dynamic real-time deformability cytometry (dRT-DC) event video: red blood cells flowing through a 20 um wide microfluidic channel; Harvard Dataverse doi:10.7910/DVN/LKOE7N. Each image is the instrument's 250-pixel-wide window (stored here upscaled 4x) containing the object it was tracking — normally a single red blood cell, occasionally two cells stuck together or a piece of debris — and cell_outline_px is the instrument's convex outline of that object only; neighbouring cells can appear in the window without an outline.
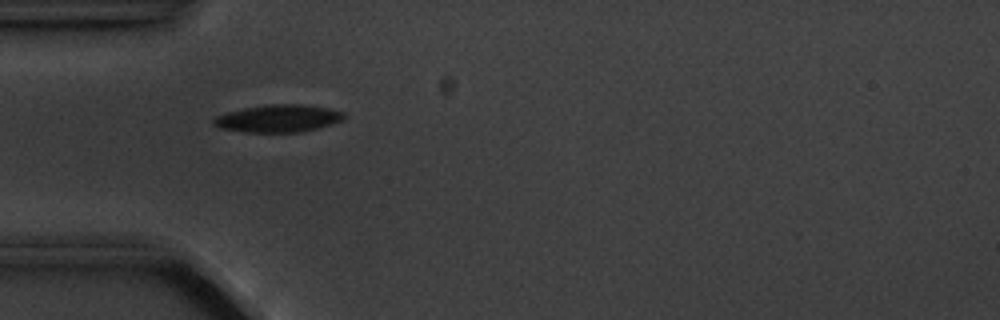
{"species": "common noctule bat (a hibernating species)", "species_latin": "Nyctalus noctula", "temperature_condition": "cold", "stored_images_in_passage": 6, "camera_frame_rate_fps": 3000, "um_per_image_px": 0.085, "animal": {"sex": "male", "body_mass_g": 20.1, "forearm_length_mm": 53.5}, "frame": {"image": 1, "passage_image": 2, "time_ms": 1.0, "image_size_px": [1000, 320], "cell_outline_px": [[344, 120], [332, 124], [300, 132], [244, 132], [220, 128], [212, 124], [212, 120], [216, 116], [228, 112], [244, 108], [268, 104], [300, 104], [328, 108], [344, 112]], "centroid_in_image_um": [23.64, 10.07], "position_along_channel_um": 61.4, "area_um2": 20.81}}
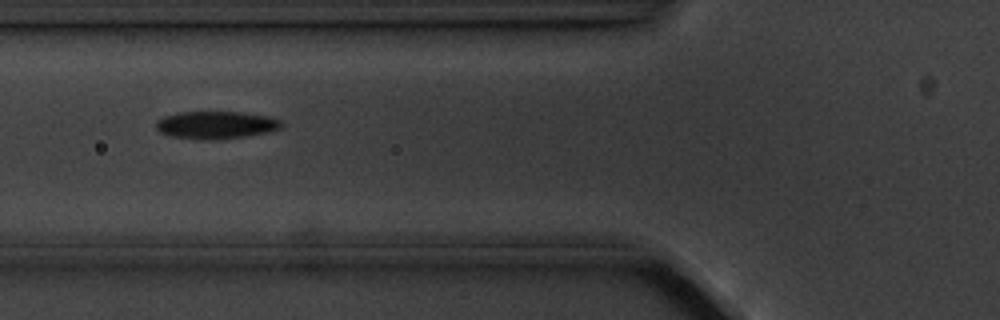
{"frame": {"image": 2, "passage_image": 3, "time_ms": 2.333, "image_size_px": [1000, 320], "cell_outline_px": [[284, 124], [280, 128], [268, 132], [244, 136], [216, 140], [200, 140], [168, 136], [160, 132], [156, 128], [156, 120], [164, 116], [180, 112], [244, 112], [268, 116], [280, 120]], "centroid_in_image_um": [18.33, 10.63], "position_along_channel_um": 107.5, "area_um2": 20.35}}
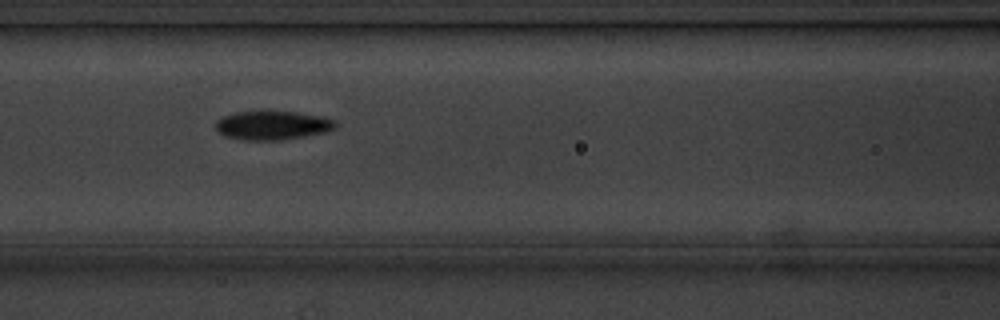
{"frame": {"image": 3, "passage_image": 4, "time_ms": 3.333, "image_size_px": [1000, 320], "cell_outline_px": [[336, 128], [324, 132], [304, 136], [280, 140], [244, 140], [224, 136], [216, 128], [216, 120], [220, 116], [236, 112], [264, 108], [296, 112], [320, 116], [336, 120]], "centroid_in_image_um": [23.11, 10.6], "position_along_channel_um": 143.5, "area_um2": 20.87}}